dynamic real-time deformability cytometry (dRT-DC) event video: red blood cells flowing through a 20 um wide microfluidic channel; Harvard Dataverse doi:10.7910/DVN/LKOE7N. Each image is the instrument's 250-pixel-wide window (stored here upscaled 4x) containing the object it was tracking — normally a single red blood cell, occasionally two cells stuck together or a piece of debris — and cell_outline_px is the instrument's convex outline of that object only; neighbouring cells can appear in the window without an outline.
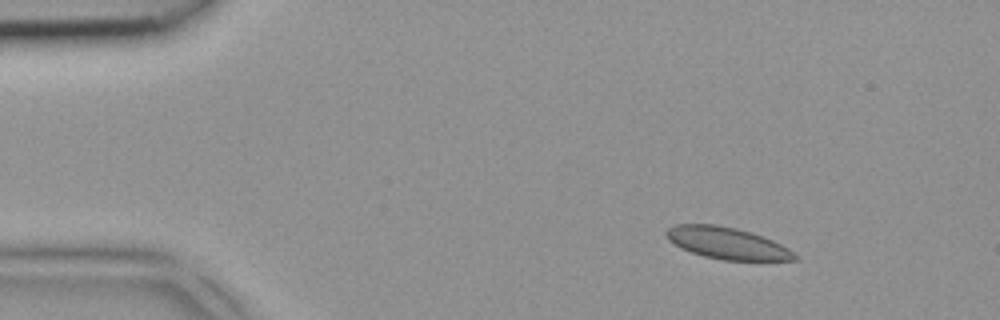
{"species": "common noctule bat (a hibernating species)", "species_latin": "Nyctalus noctula", "temperature_condition": "room temperature", "stored_images_in_passage": 3, "camera_frame_rate_fps": 3000, "um_per_image_px": 0.085, "animal": {"sex": "female", "body_mass_g": 18.4}, "frame": {"image": 1, "passage_image": 1, "time_ms": 0.0, "image_size_px": [1000, 320], "cell_outline_px": [[800, 260], [724, 260], [704, 256], [680, 248], [668, 240], [664, 232], [668, 228], [676, 224], [716, 224], [736, 228], [752, 232], [772, 240], [788, 248], [800, 256]], "centroid_in_image_um": [61.81, 20.66], "position_along_channel_um": 23.2, "area_um2": 23.87}}
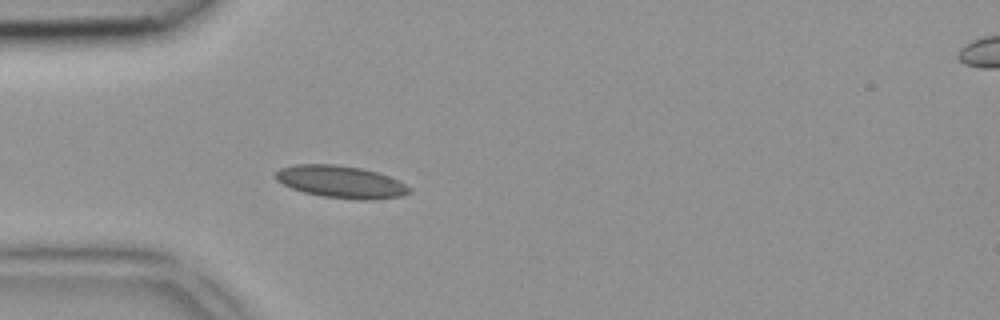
{"frame": {"image": 2, "passage_image": 3, "time_ms": 0.667, "image_size_px": [1000, 320], "cell_outline_px": [[412, 192], [404, 196], [376, 200], [356, 200], [324, 196], [304, 192], [292, 188], [276, 180], [276, 172], [280, 168], [296, 164], [336, 164], [360, 168], [376, 172], [388, 176], [412, 188]], "centroid_in_image_um": [29.02, 15.47], "position_along_channel_um": 56.0, "area_um2": 25.14}}